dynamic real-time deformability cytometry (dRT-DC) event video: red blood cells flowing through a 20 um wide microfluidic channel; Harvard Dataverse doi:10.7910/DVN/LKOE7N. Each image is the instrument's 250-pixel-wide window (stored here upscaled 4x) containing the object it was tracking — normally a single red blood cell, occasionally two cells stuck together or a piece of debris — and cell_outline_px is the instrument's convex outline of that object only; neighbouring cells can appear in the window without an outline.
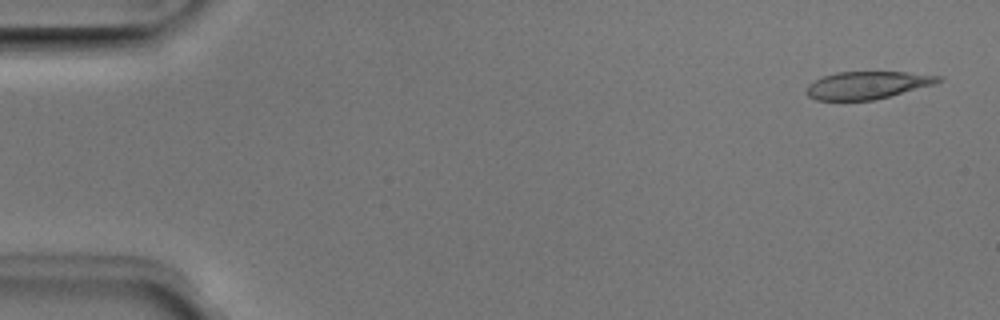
{"species": "Egyptian fruit bat (a non-hibernating species)", "species_latin": "Rousettus aegyptiacus", "temperature_condition": "room temperature", "stored_images_in_passage": 50, "camera_frame_rate_fps": 3000, "um_per_image_px": 0.085, "animal": {"sex": "male"}, "frame": {"image": 1, "passage_image": 2, "time_ms": 0.333, "image_size_px": [1000, 320], "cell_outline_px": [[944, 80], [932, 84], [876, 100], [816, 100], [808, 96], [804, 92], [808, 84], [824, 76], [836, 72], [908, 72], [944, 76]], "centroid_in_image_um": [73.71, 7.23], "position_along_channel_um": 11.3, "area_um2": 21.15}}
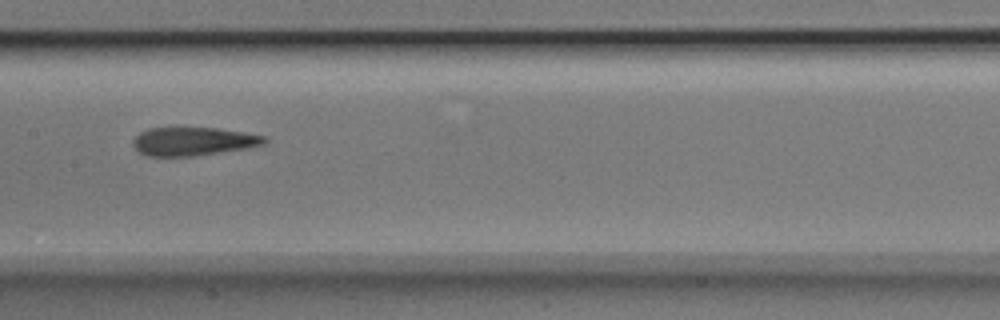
{"frame": {"image": 2, "passage_image": 25, "time_ms": 8.0, "image_size_px": [1000, 320], "cell_outline_px": [[268, 140], [264, 144], [244, 148], [192, 156], [148, 156], [140, 152], [132, 144], [132, 140], [140, 132], [148, 128], [216, 128], [244, 132], [264, 136]], "centroid_in_image_um": [16.39, 12.01], "position_along_channel_um": 191.0, "area_um2": 21.44}}
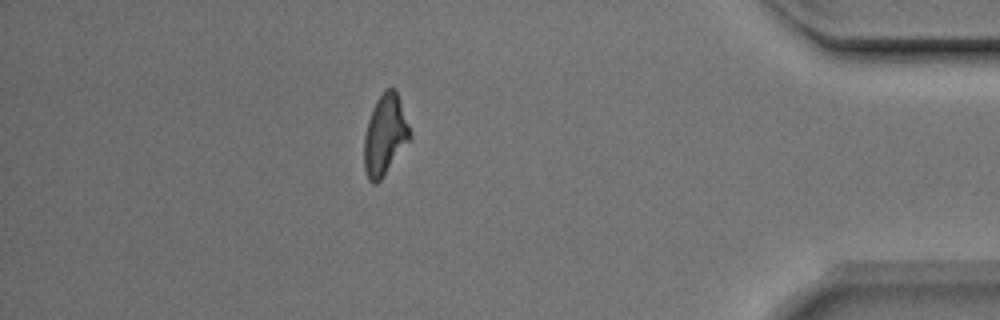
{"frame": {"image": 3, "passage_image": 44, "time_ms": 14.333, "image_size_px": [1000, 320], "cell_outline_px": [[412, 136], [380, 180], [376, 184], [372, 184], [368, 180], [364, 168], [364, 136], [368, 120], [372, 108], [376, 100], [384, 88], [396, 88], [412, 132]], "centroid_in_image_um": [32.72, 11.43], "position_along_channel_um": 402.5, "area_um2": 21.62}, "authors_computed_cell_mechanics": {"area_um2": 22.1663, "velocity_mm_per_s": 3.9971, "shape_relaxation_time_tau1_ms": 4.9577, "shape_relaxation_time_tau2_ms": 2.7732, "deformation_change_tau1": 0.194, "deformation_change_tau2": 0.1311}}